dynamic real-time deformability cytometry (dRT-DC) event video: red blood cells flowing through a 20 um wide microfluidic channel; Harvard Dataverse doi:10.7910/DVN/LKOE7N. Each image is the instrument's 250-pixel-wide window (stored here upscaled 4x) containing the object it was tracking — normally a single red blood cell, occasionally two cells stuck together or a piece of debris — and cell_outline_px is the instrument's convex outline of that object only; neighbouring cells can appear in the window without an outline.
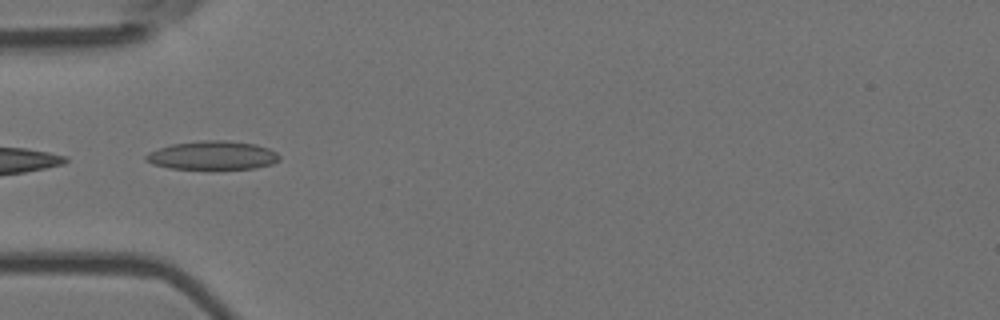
{"species": "Egyptian fruit bat (a non-hibernating species)", "species_latin": "Rousettus aegyptiacus", "temperature_condition": "room temperature", "stored_images_in_passage": 6, "camera_frame_rate_fps": 3000, "um_per_image_px": 0.085, "animal": {"sex": "female"}, "frame": {"image": 1, "passage_image": 4, "time_ms": 1.0, "image_size_px": [1000, 320], "cell_outline_px": [[280, 160], [272, 164], [256, 168], [168, 168], [152, 164], [144, 160], [144, 156], [148, 152], [172, 144], [204, 140], [228, 140], [256, 144], [268, 148], [276, 152], [280, 156]], "centroid_in_image_um": [18.07, 13.2], "position_along_channel_um": 66.9, "area_um2": 22.2}}
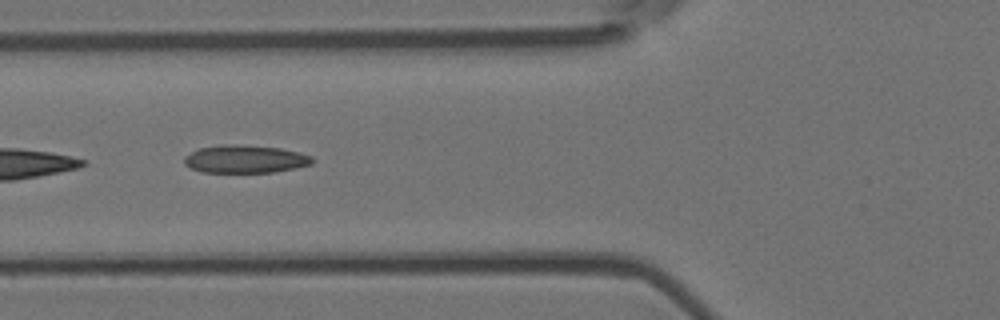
{"frame": {"image": 2, "passage_image": 5, "time_ms": 1.333, "image_size_px": [1000, 320], "cell_outline_px": [[316, 160], [312, 164], [272, 172], [200, 172], [184, 164], [184, 156], [200, 148], [220, 144], [228, 144], [280, 148], [300, 152], [312, 156]], "centroid_in_image_um": [20.84, 13.52], "position_along_channel_um": 105.0, "area_um2": 20.69}}
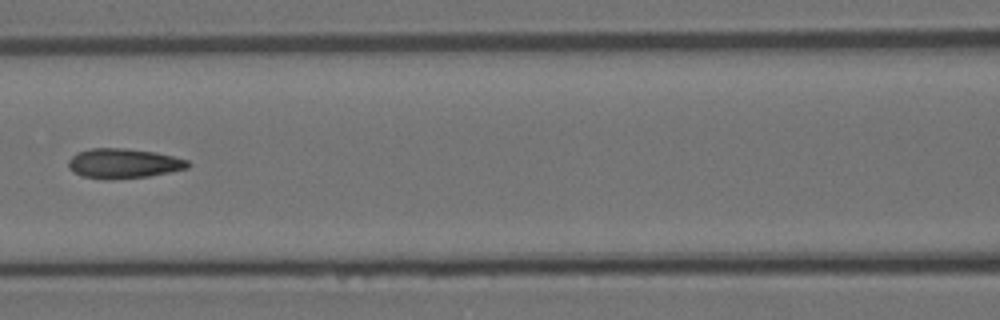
{"frame": {"image": 3, "passage_image": 6, "time_ms": 1.667, "image_size_px": [1000, 320], "cell_outline_px": [[192, 164], [188, 168], [172, 172], [148, 176], [112, 180], [104, 180], [80, 176], [72, 172], [68, 168], [68, 160], [76, 152], [92, 148], [128, 148], [156, 152], [188, 160]], "centroid_in_image_um": [10.48, 13.9], "position_along_channel_um": 156.1, "area_um2": 21.21}}